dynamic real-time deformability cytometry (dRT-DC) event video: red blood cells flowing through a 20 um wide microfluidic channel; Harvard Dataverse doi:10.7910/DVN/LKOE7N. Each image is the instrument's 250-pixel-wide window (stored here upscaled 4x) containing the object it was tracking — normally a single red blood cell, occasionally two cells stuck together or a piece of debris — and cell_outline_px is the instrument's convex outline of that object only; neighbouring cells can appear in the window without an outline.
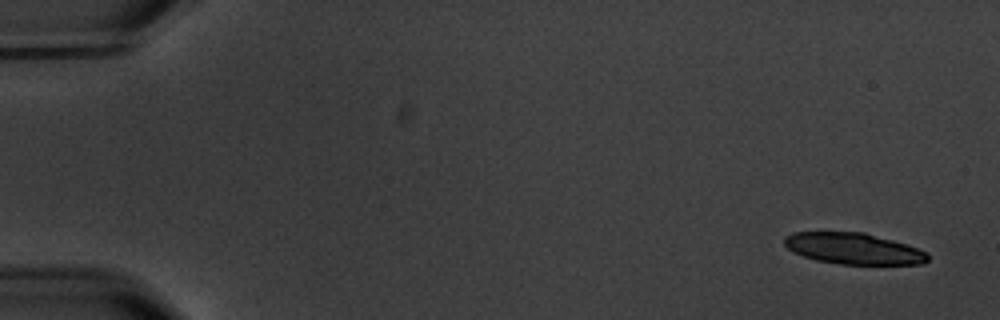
{"species": "common noctule bat (a hibernating species)", "species_latin": "Nyctalus noctula", "temperature_condition": "warm", "stored_images_in_passage": 8, "camera_frame_rate_fps": 3000, "um_per_image_px": 0.085, "animal": {"sex": "male", "body_mass_g": 20.1, "forearm_length_mm": 53.5}, "frame": {"image": 1, "passage_image": 1, "time_ms": 0.0, "image_size_px": [1000, 320], "cell_outline_px": [[928, 260], [924, 264], [840, 264], [816, 260], [804, 256], [788, 248], [784, 244], [784, 236], [792, 232], [864, 232], [892, 240], [928, 252]], "centroid_in_image_um": [72.54, 21.13], "position_along_channel_um": 12.5, "area_um2": 25.89}}
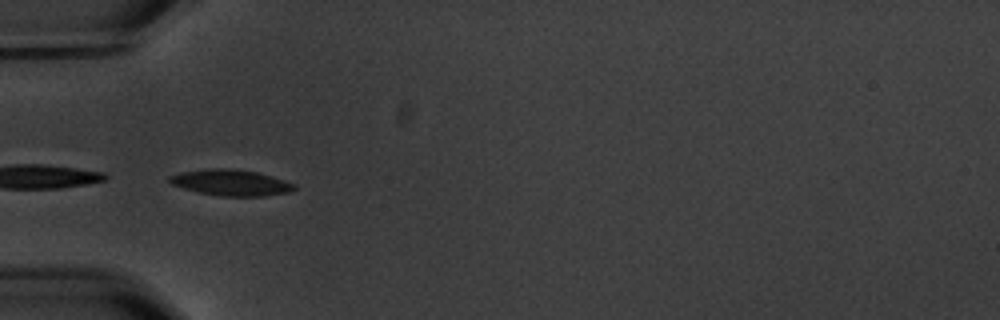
{"frame": {"image": 2, "passage_image": 5, "time_ms": 5.667, "image_size_px": [1000, 320], "cell_outline_px": [[296, 188], [292, 192], [264, 196], [220, 196], [196, 192], [172, 184], [168, 180], [168, 176], [180, 172], [208, 168], [228, 168], [256, 172], [272, 176], [296, 184]], "centroid_in_image_um": [19.64, 15.52], "position_along_channel_um": 65.4, "area_um2": 19.07}}
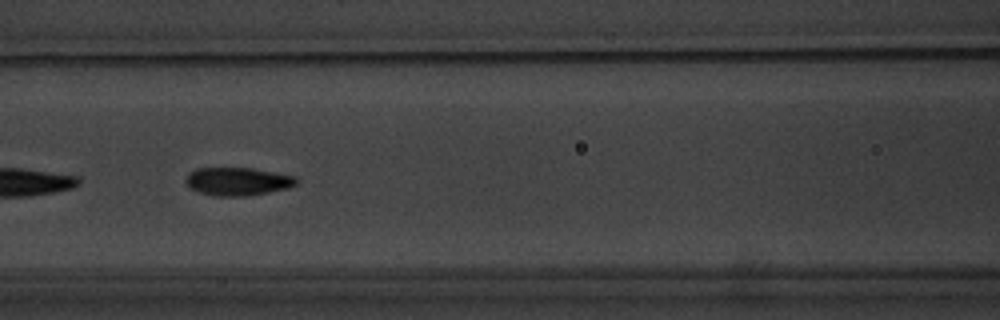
{"frame": {"image": 3, "passage_image": 7, "time_ms": 8.0, "image_size_px": [1000, 320], "cell_outline_px": [[300, 180], [296, 184], [288, 188], [248, 196], [216, 196], [200, 192], [188, 188], [184, 180], [188, 172], [196, 168], [252, 168], [296, 176]], "centroid_in_image_um": [20.18, 15.42], "position_along_channel_um": 146.4, "area_um2": 18.32}}